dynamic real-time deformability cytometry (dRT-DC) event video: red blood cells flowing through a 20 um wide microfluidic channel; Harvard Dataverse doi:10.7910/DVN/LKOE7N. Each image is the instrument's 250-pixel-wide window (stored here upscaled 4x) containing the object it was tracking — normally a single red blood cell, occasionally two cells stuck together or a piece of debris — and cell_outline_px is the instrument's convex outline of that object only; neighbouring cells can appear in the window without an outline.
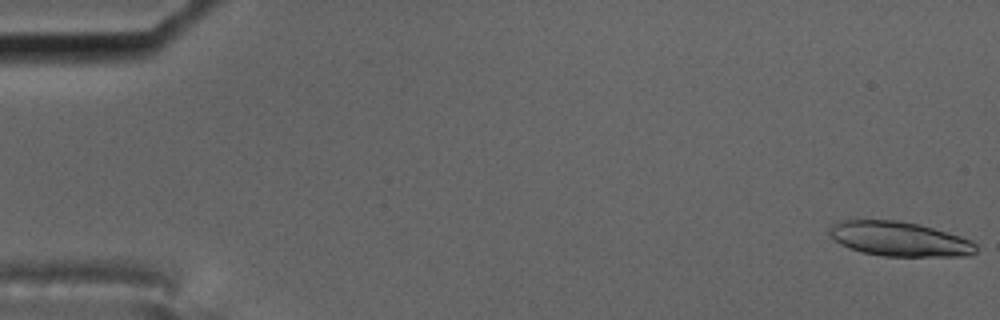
{"species": "common noctule bat (a hibernating species)", "species_latin": "Nyctalus noctula", "temperature_condition": "cold", "stored_images_in_passage": 57, "camera_frame_rate_fps": 3000, "um_per_image_px": 0.085, "animal": {"sex": "male", "body_mass_g": 17.5, "forearm_length_mm": 52.3}, "frame": {"image": 1, "passage_image": 1, "time_ms": 0.0, "image_size_px": [1000, 320], "cell_outline_px": [[976, 252], [972, 256], [884, 256], [860, 252], [848, 248], [832, 240], [828, 232], [828, 228], [836, 220], [900, 220], [920, 224], [948, 232], [972, 240], [976, 244]], "centroid_in_image_um": [76.42, 20.31], "position_along_channel_um": 8.6, "area_um2": 30.06}, "authors_computed_cell_mechanics": {"area_um2": 29.8826, "velocity_mm_per_s": 3.5142, "shape_relaxation_time_tau1_ms": null, "shape_relaxation_time_tau2_ms": 1.3381, "deformation_change_tau1": null, "deformation_change_tau2": 0.0916}}